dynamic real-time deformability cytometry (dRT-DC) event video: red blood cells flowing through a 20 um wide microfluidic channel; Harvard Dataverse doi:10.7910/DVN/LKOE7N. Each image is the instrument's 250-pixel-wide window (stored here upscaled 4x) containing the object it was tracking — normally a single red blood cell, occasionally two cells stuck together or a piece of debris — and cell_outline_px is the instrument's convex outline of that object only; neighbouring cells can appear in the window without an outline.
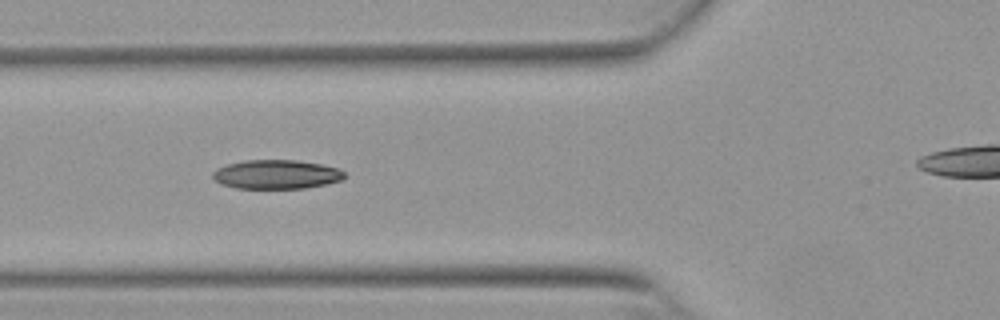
{"species": "Egyptian fruit bat (a non-hibernating species)", "species_latin": "Rousettus aegyptiacus", "temperature_condition": "warm", "stored_images_in_passage": 9, "camera_frame_rate_fps": 3000, "um_per_image_px": 0.085, "animal": {"sex": "female"}, "frame": {"image": 1, "passage_image": 6, "time_ms": 1.667, "image_size_px": [1000, 320], "cell_outline_px": [[344, 180], [328, 184], [304, 188], [236, 188], [220, 184], [212, 180], [212, 172], [216, 168], [228, 164], [244, 160], [296, 160], [320, 164], [340, 168], [344, 172]], "centroid_in_image_um": [23.48, 14.82], "position_along_channel_um": 102.3, "area_um2": 22.54}}
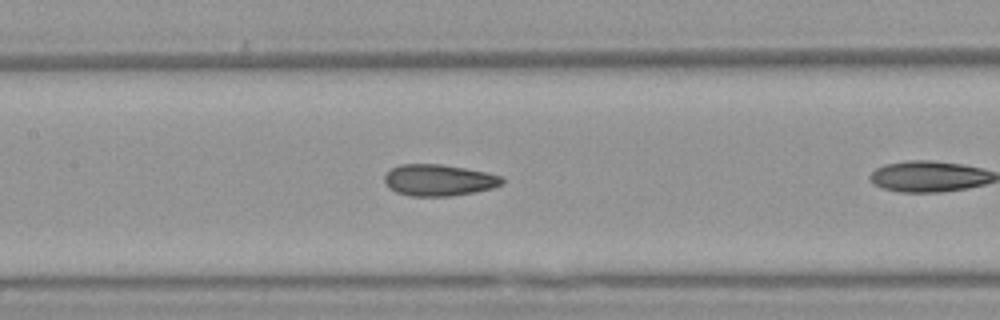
{"frame": {"image": 2, "passage_image": 8, "time_ms": 2.333, "image_size_px": [1000, 320], "cell_outline_px": [[504, 180], [500, 184], [492, 188], [476, 192], [452, 196], [408, 196], [396, 192], [388, 188], [384, 180], [384, 176], [392, 168], [400, 164], [440, 164], [488, 172], [504, 176]], "centroid_in_image_um": [37.3, 15.32], "position_along_channel_um": 170.1, "area_um2": 21.73}}